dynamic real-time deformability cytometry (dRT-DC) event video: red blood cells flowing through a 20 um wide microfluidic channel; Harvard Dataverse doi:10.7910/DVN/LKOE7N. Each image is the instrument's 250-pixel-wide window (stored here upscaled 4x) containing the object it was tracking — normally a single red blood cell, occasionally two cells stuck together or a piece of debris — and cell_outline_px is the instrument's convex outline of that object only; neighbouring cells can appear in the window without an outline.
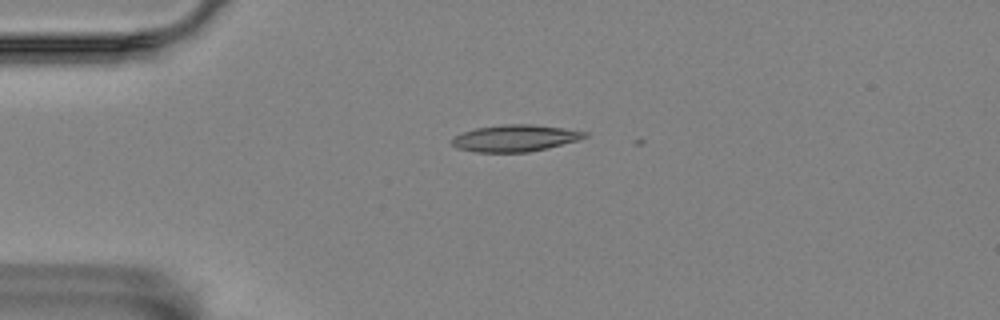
{"species": "Egyptian fruit bat (a non-hibernating species)", "species_latin": "Rousettus aegyptiacus", "temperature_condition": "room temperature", "stored_images_in_passage": 3, "camera_frame_rate_fps": 3000, "um_per_image_px": 0.085, "animal": {"sex": "female"}, "frame": {"image": 1, "passage_image": 1, "time_ms": 0.0, "image_size_px": [1000, 320], "cell_outline_px": [[588, 136], [580, 140], [548, 148], [528, 152], [476, 152], [456, 148], [452, 144], [452, 140], [456, 136], [464, 132], [476, 128], [500, 124], [532, 124], [564, 128], [588, 132]], "centroid_in_image_um": [43.83, 11.74], "position_along_channel_um": 41.2, "area_um2": 20.75}}